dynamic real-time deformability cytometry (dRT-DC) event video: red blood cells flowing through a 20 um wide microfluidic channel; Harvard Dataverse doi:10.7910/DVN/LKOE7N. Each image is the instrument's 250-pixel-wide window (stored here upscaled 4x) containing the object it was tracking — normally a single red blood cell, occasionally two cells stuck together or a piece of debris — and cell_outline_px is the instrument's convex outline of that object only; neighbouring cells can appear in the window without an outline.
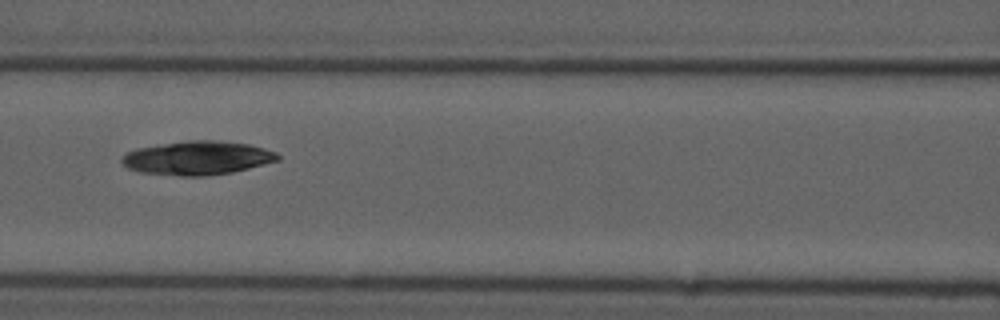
{"species": "common noctule bat (a hibernating species)", "species_latin": "Nyctalus noctula", "temperature_condition": "cold", "stored_images_in_passage": 9, "camera_frame_rate_fps": 3000, "um_per_image_px": 0.085, "animal": {"sex": "male", "forearm_length_mm": 52.5}, "frame": {"image": 1, "passage_image": 7, "time_ms": 7.667, "image_size_px": [1000, 320], "cell_outline_px": [[280, 160], [232, 172], [204, 176], [180, 176], [140, 172], [128, 168], [120, 160], [120, 156], [136, 148], [188, 140], [216, 140], [248, 144], [264, 148], [276, 152], [280, 156]], "centroid_in_image_um": [16.77, 13.42], "position_along_channel_um": 149.8, "area_um2": 30.63}}
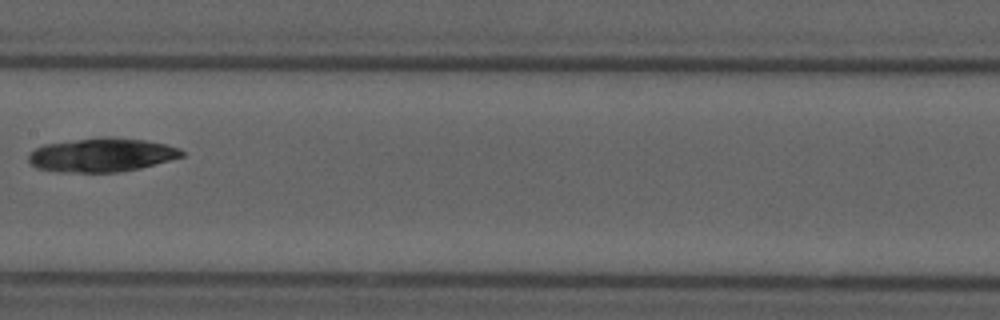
{"frame": {"image": 2, "passage_image": 8, "time_ms": 9.0, "image_size_px": [1000, 320], "cell_outline_px": [[184, 156], [140, 168], [120, 172], [56, 172], [36, 168], [28, 160], [28, 152], [44, 144], [104, 136], [112, 136], [144, 140], [164, 144], [180, 148], [184, 152]], "centroid_in_image_um": [8.62, 13.17], "position_along_channel_um": 198.8, "area_um2": 30.35}}
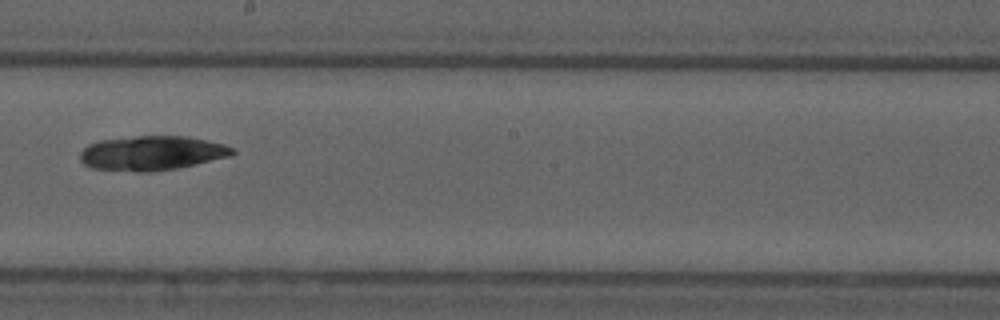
{"frame": {"image": 3, "passage_image": 9, "time_ms": 10.0, "image_size_px": [1000, 320], "cell_outline_px": [[236, 152], [232, 156], [196, 164], [176, 168], [152, 172], [136, 172], [92, 168], [84, 164], [80, 160], [80, 152], [88, 144], [100, 140], [136, 136], [188, 136], [208, 140], [224, 144], [232, 148]], "centroid_in_image_um": [12.92, 13.01], "position_along_channel_um": 235.3, "area_um2": 30.75}}